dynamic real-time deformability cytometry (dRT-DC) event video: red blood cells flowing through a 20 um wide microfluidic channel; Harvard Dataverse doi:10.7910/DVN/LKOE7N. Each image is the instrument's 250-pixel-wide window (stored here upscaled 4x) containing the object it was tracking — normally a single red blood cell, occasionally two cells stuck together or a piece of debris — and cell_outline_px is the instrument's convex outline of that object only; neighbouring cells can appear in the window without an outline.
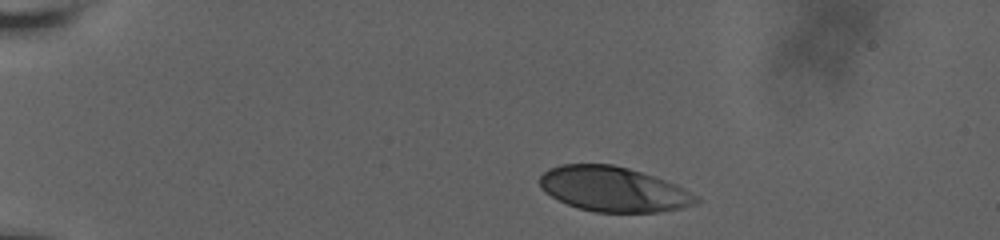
{"species": "human", "species_latin": "Homo sapiens", "temperature_condition": "room temperature", "stored_images_in_passage": 40, "camera_frame_rate_fps": 3000, "um_per_image_px": 0.085, "donor": {"sex": "male"}, "frame": {"image": 1, "passage_image": 1, "time_ms": 0.0, "image_size_px": [1000, 240], "cell_outline_px": [[704, 200], [696, 204], [680, 208], [656, 212], [596, 212], [580, 208], [568, 204], [552, 196], [540, 184], [540, 176], [548, 168], [560, 164], [612, 164], [628, 168], [676, 184]], "centroid_in_image_um": [52.17, 16.08], "position_along_channel_um": 32.8, "area_um2": 40.52}}
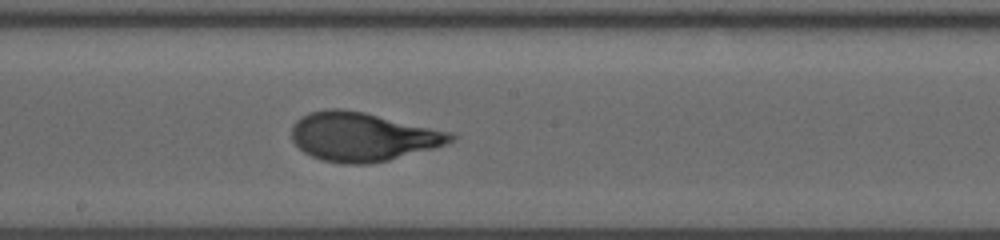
{"frame": {"image": 2, "passage_image": 23, "time_ms": 7.333, "image_size_px": [1000, 240], "cell_outline_px": [[456, 140], [432, 148], [388, 160], [368, 164], [344, 164], [324, 160], [312, 156], [304, 152], [292, 140], [292, 128], [296, 120], [308, 112], [328, 108], [344, 108], [364, 112], [452, 132], [456, 136]], "centroid_in_image_um": [30.8, 11.61], "position_along_channel_um": 217.4, "area_um2": 45.08}}
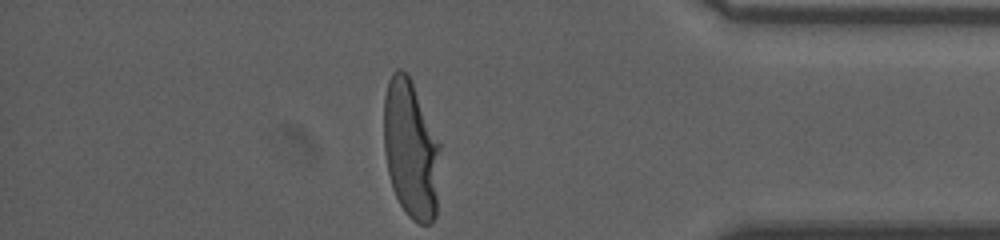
{"frame": {"image": 3, "passage_image": 40, "time_ms": 13.0, "image_size_px": [1000, 240], "cell_outline_px": [[440, 148], [436, 216], [432, 224], [420, 224], [412, 220], [408, 216], [400, 204], [392, 188], [388, 172], [384, 152], [384, 96], [388, 80], [392, 72], [396, 68], [400, 68], [408, 72], [440, 144]], "centroid_in_image_um": [34.91, 12.68], "position_along_channel_um": 400.3, "area_um2": 45.78}, "authors_computed_cell_mechanics": {"area_um2": 44.1014, "velocity_mm_per_s": 3.6614, "shape_relaxation_time_tau1_ms": 4.1539, "shape_relaxation_time_tau2_ms": null, "deformation_change_tau1": 0.234, "deformation_change_tau2": null}}